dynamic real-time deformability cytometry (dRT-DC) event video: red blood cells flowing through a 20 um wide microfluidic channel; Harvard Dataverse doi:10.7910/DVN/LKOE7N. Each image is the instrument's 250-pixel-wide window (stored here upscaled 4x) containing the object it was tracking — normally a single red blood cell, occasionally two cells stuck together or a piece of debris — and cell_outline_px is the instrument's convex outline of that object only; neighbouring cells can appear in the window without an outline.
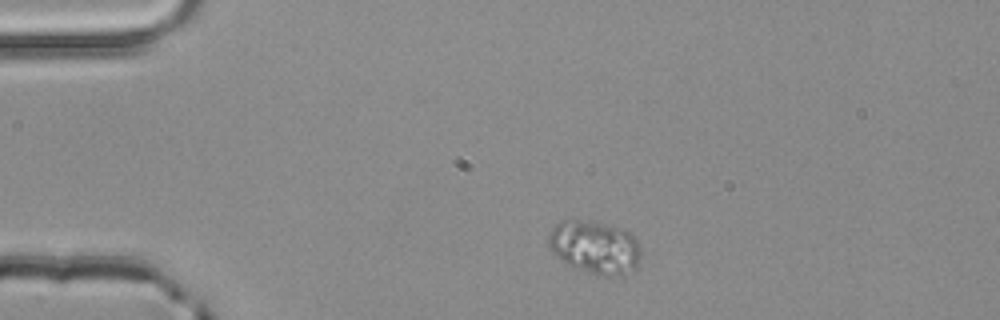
{"species": "common noctule bat (a hibernating species)", "species_latin": "Nyctalus noctula", "temperature_condition": "room temperature", "stored_images_in_passage": 2, "camera_frame_rate_fps": 3000, "um_per_image_px": 0.085, "animal": {"sex": "male", "body_mass_g": 20.4}, "frame": {"image": 1, "passage_image": 1, "time_ms": 0.0, "image_size_px": [1000, 320], "cell_outline_px": [[640, 260], [636, 268], [624, 276], [612, 276], [592, 272], [568, 264], [560, 260], [552, 252], [548, 244], [548, 236], [552, 228], [560, 220], [580, 220], [604, 224], [624, 228], [640, 244]], "centroid_in_image_um": [50.58, 21.0], "position_along_channel_um": 34.4, "area_um2": 28.44}}